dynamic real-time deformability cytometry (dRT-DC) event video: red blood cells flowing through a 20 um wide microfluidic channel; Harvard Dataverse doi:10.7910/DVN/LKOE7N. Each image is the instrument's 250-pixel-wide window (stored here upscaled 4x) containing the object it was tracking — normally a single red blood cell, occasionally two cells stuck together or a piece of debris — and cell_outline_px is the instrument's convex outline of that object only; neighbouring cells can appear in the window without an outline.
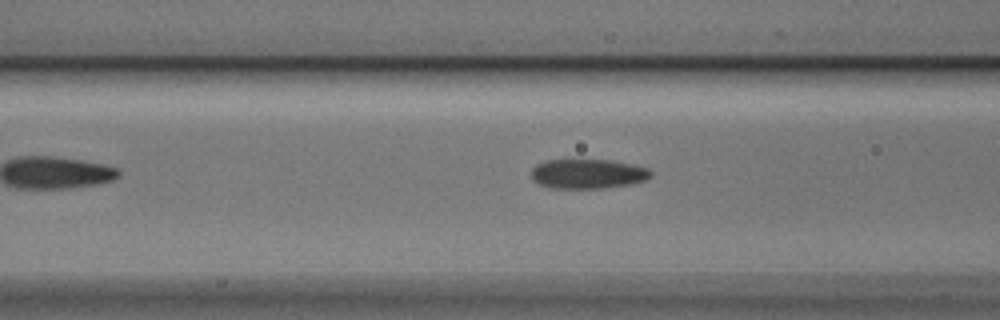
{"species": "Egyptian fruit bat (a non-hibernating species)", "species_latin": "Rousettus aegyptiacus", "temperature_condition": "cold", "stored_images_in_passage": 6, "camera_frame_rate_fps": 3000, "um_per_image_px": 0.085, "animal": {"sex": "male"}, "frame": {"image": 1, "passage_image": 5, "time_ms": 1.333, "image_size_px": [1000, 320], "cell_outline_px": [[652, 176], [644, 180], [632, 184], [604, 188], [552, 188], [540, 184], [532, 180], [532, 168], [536, 164], [548, 160], [612, 160], [632, 164], [648, 168], [652, 172]], "centroid_in_image_um": [49.98, 14.77], "position_along_channel_um": 116.6, "area_um2": 20.63}}
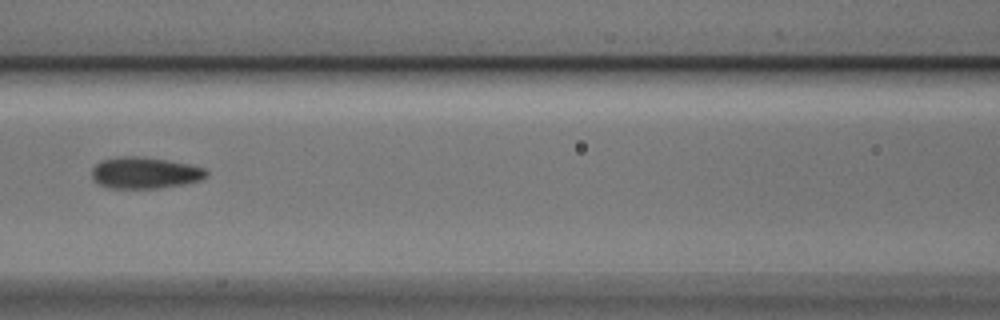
{"frame": {"image": 2, "passage_image": 6, "time_ms": 1.667, "image_size_px": [1000, 320], "cell_outline_px": [[208, 176], [200, 180], [184, 184], [160, 188], [112, 188], [100, 184], [92, 176], [92, 168], [100, 160], [120, 156], [144, 156], [168, 160], [188, 164], [204, 168], [208, 172]], "centroid_in_image_um": [12.33, 14.68], "position_along_channel_um": 154.3, "area_um2": 21.04}}